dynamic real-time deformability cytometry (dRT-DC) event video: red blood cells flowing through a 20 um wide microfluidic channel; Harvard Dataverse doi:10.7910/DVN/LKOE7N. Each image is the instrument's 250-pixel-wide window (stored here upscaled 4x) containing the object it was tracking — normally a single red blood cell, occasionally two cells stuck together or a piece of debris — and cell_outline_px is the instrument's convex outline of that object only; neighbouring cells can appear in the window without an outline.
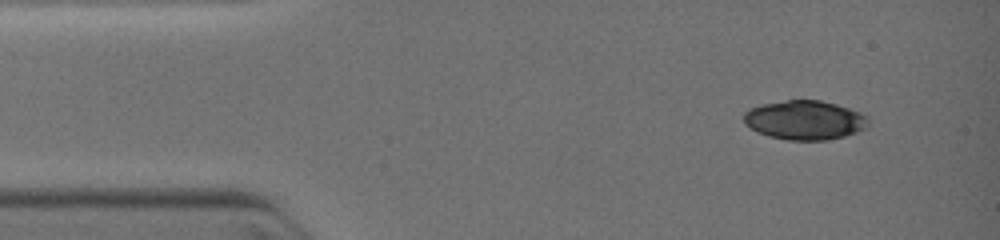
{"species": "common noctule bat (a hibernating species)", "species_latin": "Nyctalus noctula", "temperature_condition": "warm", "stored_images_in_passage": 37, "camera_frame_rate_fps": 3000, "um_per_image_px": 0.085, "animal": {"sex": "female", "body_mass_g": 19.0, "forearm_length_mm": 51.5}, "frame": {"image": 1, "passage_image": 3, "time_ms": 1.0, "image_size_px": [1000, 240], "cell_outline_px": [[868, 128], [844, 136], [828, 140], [788, 140], [768, 136], [756, 132], [744, 124], [744, 112], [748, 108], [760, 104], [788, 100], [820, 100], [836, 104], [860, 112], [868, 116]], "centroid_in_image_um": [68.38, 10.21], "position_along_channel_um": 16.6, "area_um2": 28.73}}
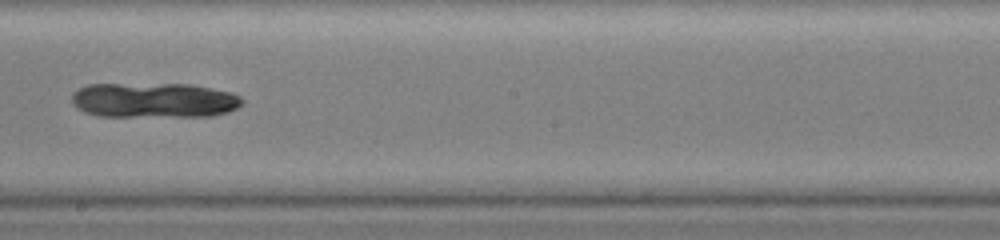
{"frame": {"image": 2, "passage_image": 21, "time_ms": 7.0, "image_size_px": [1000, 240], "cell_outline_px": [[244, 104], [228, 112], [212, 116], [96, 116], [84, 112], [76, 108], [72, 104], [72, 92], [88, 84], [188, 84], [232, 92], [240, 96], [244, 100]], "centroid_in_image_um": [13.09, 8.52], "position_along_channel_um": 235.1, "area_um2": 35.08}}
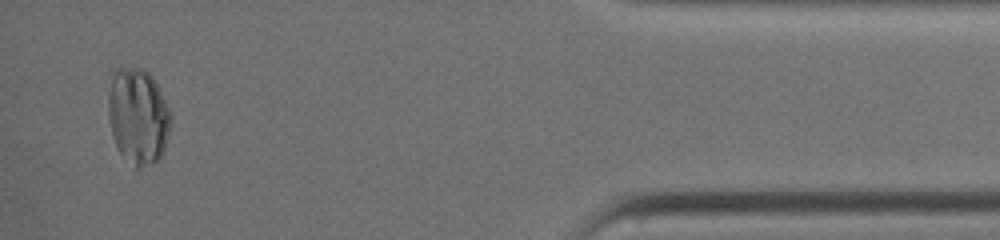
{"frame": {"image": 3, "passage_image": 35, "time_ms": 12.0, "image_size_px": [1000, 240], "cell_outline_px": [[172, 124], [164, 152], [160, 160], [140, 168], [136, 168], [120, 156], [116, 148], [112, 136], [108, 116], [108, 92], [112, 72], [116, 68], [144, 68], [152, 76], [172, 116]], "centroid_in_image_um": [11.72, 9.92], "position_along_channel_um": 423.5, "area_um2": 35.72}}